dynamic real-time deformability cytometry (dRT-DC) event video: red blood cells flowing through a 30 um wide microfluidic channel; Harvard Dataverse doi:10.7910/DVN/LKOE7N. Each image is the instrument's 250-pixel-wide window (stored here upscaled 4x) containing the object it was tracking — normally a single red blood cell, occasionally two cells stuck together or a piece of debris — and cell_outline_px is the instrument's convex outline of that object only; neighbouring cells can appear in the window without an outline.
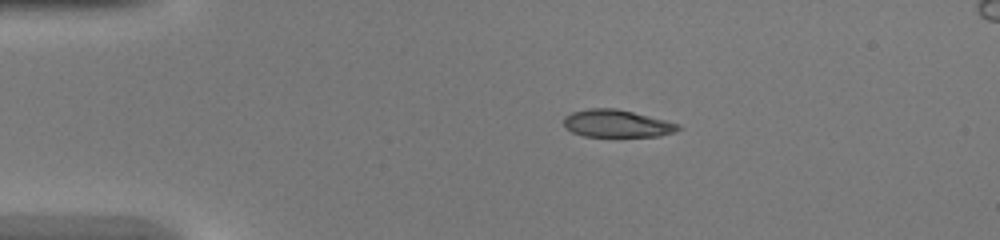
{"species": "common noctule bat (a hibernating species)", "species_latin": "Nyctalus noctula", "temperature_condition": "warm", "stored_images_in_passage": 36, "camera_frame_rate_fps": 3000, "um_per_image_px": 0.085, "animal": {"sex": "female", "body_mass_g": 20.0, "forearm_length_mm": 54.0}, "frame": {"image": 1, "passage_image": 1, "time_ms": 0.0, "image_size_px": [1000, 240], "cell_outline_px": [[684, 128], [676, 132], [660, 136], [584, 136], [572, 132], [564, 124], [564, 116], [572, 112], [588, 108], [616, 108], [680, 124]], "centroid_in_image_um": [52.46, 10.5], "position_along_channel_um": 32.5, "area_um2": 18.26}}
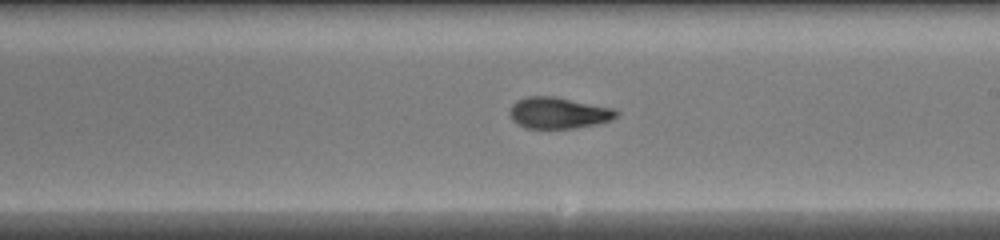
{"frame": {"image": 2, "passage_image": 18, "time_ms": 5.667, "image_size_px": [1000, 240], "cell_outline_px": [[620, 112], [612, 120], [596, 124], [576, 128], [524, 128], [516, 124], [512, 120], [508, 112], [512, 104], [516, 100], [528, 96], [556, 96], [612, 108]], "centroid_in_image_um": [47.43, 9.59], "position_along_channel_um": 241.6, "area_um2": 19.65}}
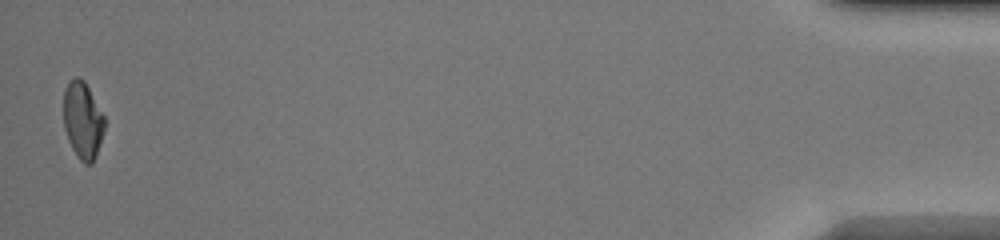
{"frame": {"image": 3, "passage_image": 36, "time_ms": 11.667, "image_size_px": [1000, 240], "cell_outline_px": [[104, 128], [92, 164], [84, 164], [76, 156], [68, 140], [64, 128], [64, 88], [68, 80], [76, 76], [80, 76], [84, 80], [104, 116]], "centroid_in_image_um": [7.0, 10.18], "position_along_channel_um": 428.2, "area_um2": 18.26}}